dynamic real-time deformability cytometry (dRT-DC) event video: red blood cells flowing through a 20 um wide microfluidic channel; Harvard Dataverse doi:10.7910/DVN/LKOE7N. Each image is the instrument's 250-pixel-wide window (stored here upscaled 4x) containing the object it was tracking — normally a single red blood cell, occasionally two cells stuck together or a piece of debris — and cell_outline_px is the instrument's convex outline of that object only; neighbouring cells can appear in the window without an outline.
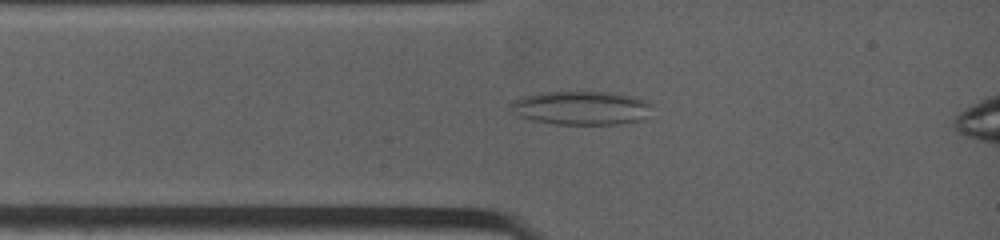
{"species": "common noctule bat (a hibernating species)", "species_latin": "Nyctalus noctula", "temperature_condition": "warm", "stored_images_in_passage": 50, "camera_frame_rate_fps": 4500, "um_per_image_px": 0.085, "animal": {"sex": "female", "body_mass_g": 19.0, "forearm_length_mm": 53.3}, "frame": {"image": 1, "passage_image": 3, "time_ms": 0.889, "image_size_px": [1000, 240], "cell_outline_px": [[652, 104], [640, 120], [616, 124], [556, 124], [532, 120], [520, 116], [512, 112], [512, 104], [516, 100], [524, 96], [544, 92], [616, 92], [648, 100]], "centroid_in_image_um": [49.42, 9.16], "position_along_channel_um": 35.6, "area_um2": 27.4}}
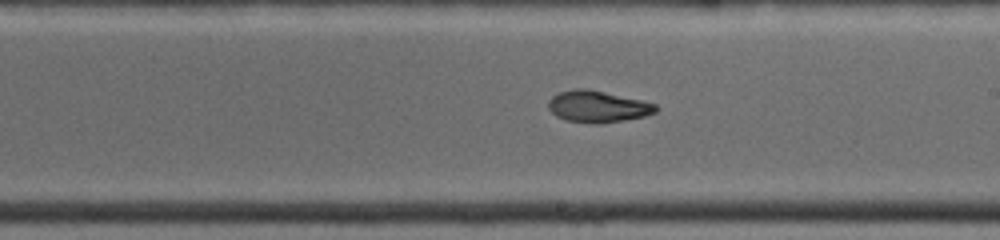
{"frame": {"image": 2, "passage_image": 27, "time_ms": 6.0, "image_size_px": [1000, 240], "cell_outline_px": [[660, 108], [656, 112], [644, 116], [624, 120], [600, 124], [592, 124], [564, 120], [556, 116], [548, 108], [548, 100], [552, 96], [560, 92], [576, 88], [588, 88], [640, 100], [656, 104]], "centroid_in_image_um": [50.79, 9.06], "position_along_channel_um": 238.2, "area_um2": 19.94}}
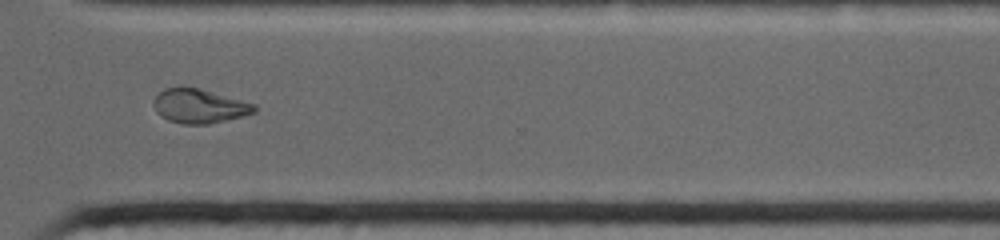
{"frame": {"image": 3, "passage_image": 41, "time_ms": 8.889, "image_size_px": [1000, 240], "cell_outline_px": [[256, 112], [208, 124], [184, 124], [168, 120], [160, 116], [156, 112], [152, 104], [152, 100], [164, 88], [180, 84], [184, 84], [200, 88], [256, 104]], "centroid_in_image_um": [16.87, 8.97], "position_along_channel_um": 353.7, "area_um2": 20.46}, "authors_computed_cell_mechanics": {"area_um2": 19.941, "velocity_mm_per_s": 3.9879, "shape_relaxation_time_tau1_ms": null, "shape_relaxation_time_tau2_ms": 3.6793, "deformation_change_tau1": null, "deformation_change_tau2": 0.0944}}